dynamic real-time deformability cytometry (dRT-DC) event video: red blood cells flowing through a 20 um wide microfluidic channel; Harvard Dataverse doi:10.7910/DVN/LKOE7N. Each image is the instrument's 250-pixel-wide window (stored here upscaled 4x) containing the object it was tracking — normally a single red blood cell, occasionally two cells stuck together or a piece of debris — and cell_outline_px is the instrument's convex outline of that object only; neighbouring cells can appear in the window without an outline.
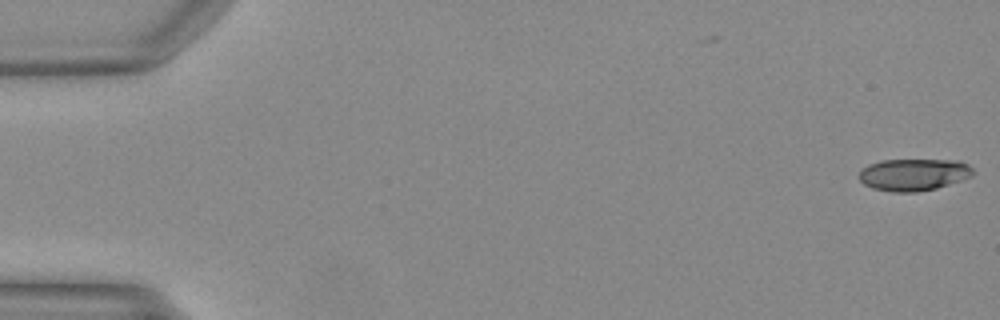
{"species": "Egyptian fruit bat (a non-hibernating species)", "species_latin": "Rousettus aegyptiacus", "temperature_condition": "warm", "stored_images_in_passage": 46, "camera_frame_rate_fps": 3000, "um_per_image_px": 0.085, "animal": {"sex": "female"}, "frame": {"image": 1, "passage_image": 1, "time_ms": 0.0, "image_size_px": [1000, 320], "cell_outline_px": [[976, 172], [972, 176], [936, 188], [916, 192], [892, 192], [872, 188], [864, 184], [860, 180], [860, 172], [868, 164], [880, 160], [960, 160], [968, 164]], "centroid_in_image_um": [77.68, 14.83], "position_along_channel_um": 7.3, "area_um2": 21.27}}
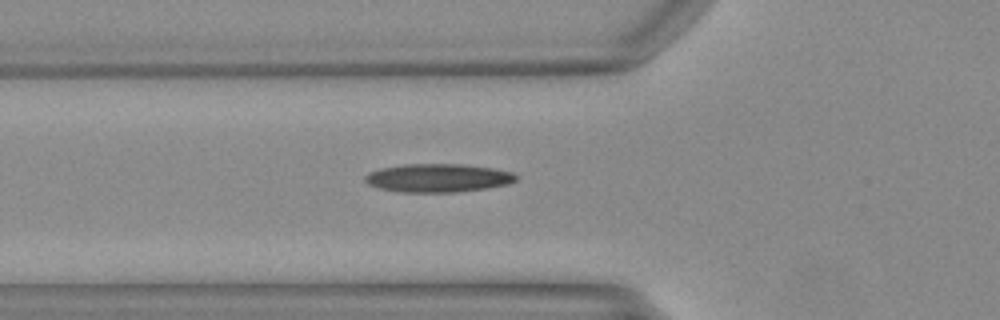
{"frame": {"image": 2, "passage_image": 18, "time_ms": 5.667, "image_size_px": [1000, 320], "cell_outline_px": [[520, 176], [516, 180], [508, 184], [488, 188], [460, 192], [400, 192], [380, 188], [368, 184], [364, 180], [364, 176], [380, 168], [404, 164], [460, 164], [492, 168], [512, 172]], "centroid_in_image_um": [37.26, 15.13], "position_along_channel_um": 88.5, "area_um2": 25.03}}
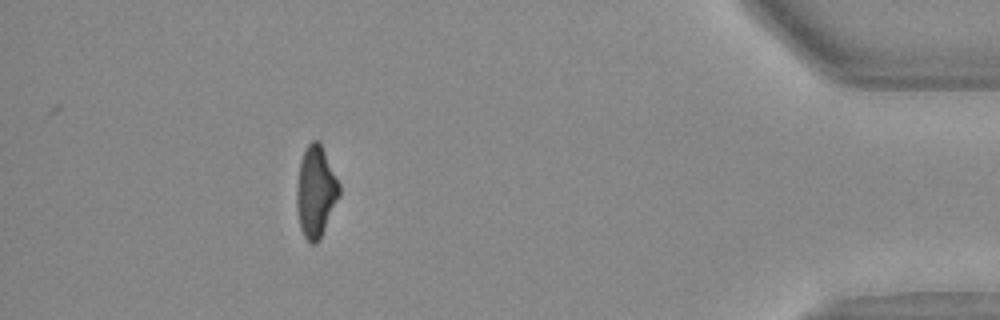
{"frame": {"image": 3, "passage_image": 45, "time_ms": 14.667, "image_size_px": [1000, 320], "cell_outline_px": [[340, 196], [320, 240], [316, 244], [312, 244], [304, 236], [300, 228], [296, 204], [296, 188], [300, 164], [304, 152], [308, 144], [312, 140], [320, 140], [340, 184]], "centroid_in_image_um": [26.86, 16.3], "position_along_channel_um": 408.3, "area_um2": 22.83}}